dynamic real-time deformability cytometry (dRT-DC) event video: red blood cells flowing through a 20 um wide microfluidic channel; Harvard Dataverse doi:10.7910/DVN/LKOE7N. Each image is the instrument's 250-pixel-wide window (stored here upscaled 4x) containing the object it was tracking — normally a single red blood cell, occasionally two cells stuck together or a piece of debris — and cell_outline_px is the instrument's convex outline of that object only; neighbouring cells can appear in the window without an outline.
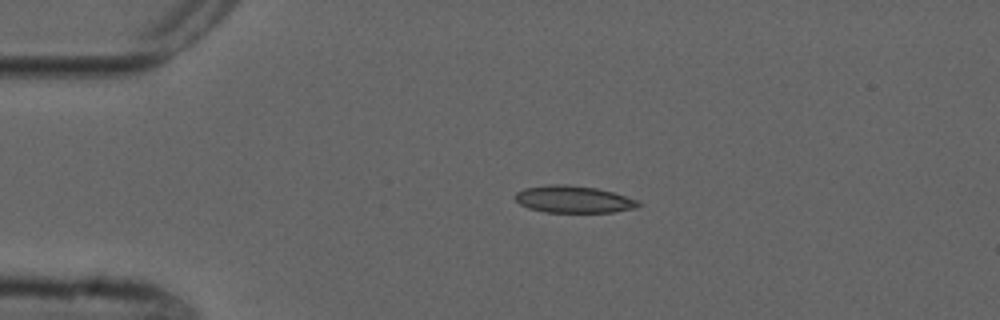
{"species": "common noctule bat (a hibernating species)", "species_latin": "Nyctalus noctula", "temperature_condition": "cold", "stored_images_in_passage": 43, "camera_frame_rate_fps": 3000, "um_per_image_px": 0.085, "animal": {"sex": "male", "forearm_length_mm": 52.5}, "frame": {"image": 1, "passage_image": 1, "time_ms": 0.0, "image_size_px": [1000, 320], "cell_outline_px": [[644, 204], [636, 208], [612, 212], [544, 212], [528, 208], [520, 204], [512, 196], [516, 192], [524, 188], [548, 184], [564, 184], [596, 188], [612, 192], [640, 200]], "centroid_in_image_um": [48.75, 16.94], "position_along_channel_um": 36.2, "area_um2": 19.65}}
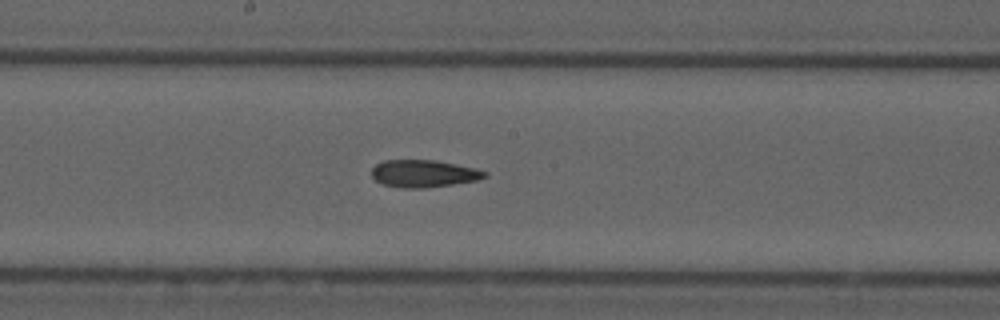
{"frame": {"image": 2, "passage_image": 18, "time_ms": 5.667, "image_size_px": [1000, 320], "cell_outline_px": [[488, 176], [476, 180], [452, 184], [424, 188], [400, 188], [380, 184], [372, 176], [372, 168], [376, 164], [384, 160], [436, 160], [476, 168], [488, 172]], "centroid_in_image_um": [36.0, 14.75], "position_along_channel_um": 212.2, "area_um2": 18.09}}
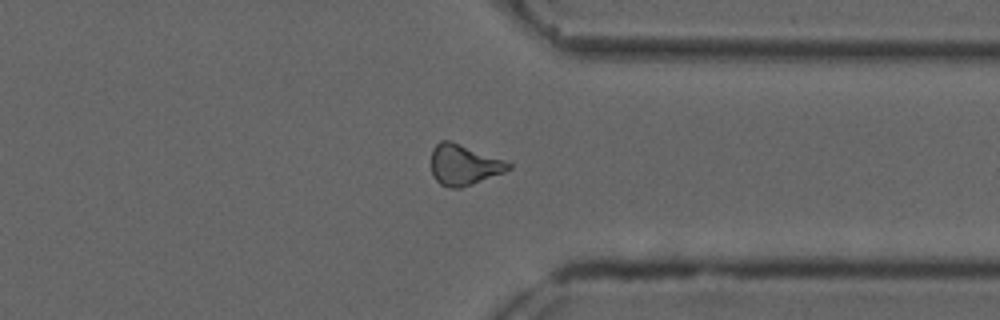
{"frame": {"image": 3, "passage_image": 31, "time_ms": 10.0, "image_size_px": [1000, 320], "cell_outline_px": [[512, 168], [504, 172], [472, 184], [460, 188], [452, 188], [440, 184], [432, 176], [432, 148], [440, 140], [448, 140], [504, 160], [512, 164]], "centroid_in_image_um": [39.41, 14.02], "position_along_channel_um": 372.0, "area_um2": 18.03}, "authors_computed_cell_mechanics": {"area_um2": 18.2648, "velocity_mm_per_s": 3.7414, "shape_relaxation_time_tau1_ms": null, "shape_relaxation_time_tau2_ms": 5.3228, "deformation_change_tau1": null, "deformation_change_tau2": 0.1412}}